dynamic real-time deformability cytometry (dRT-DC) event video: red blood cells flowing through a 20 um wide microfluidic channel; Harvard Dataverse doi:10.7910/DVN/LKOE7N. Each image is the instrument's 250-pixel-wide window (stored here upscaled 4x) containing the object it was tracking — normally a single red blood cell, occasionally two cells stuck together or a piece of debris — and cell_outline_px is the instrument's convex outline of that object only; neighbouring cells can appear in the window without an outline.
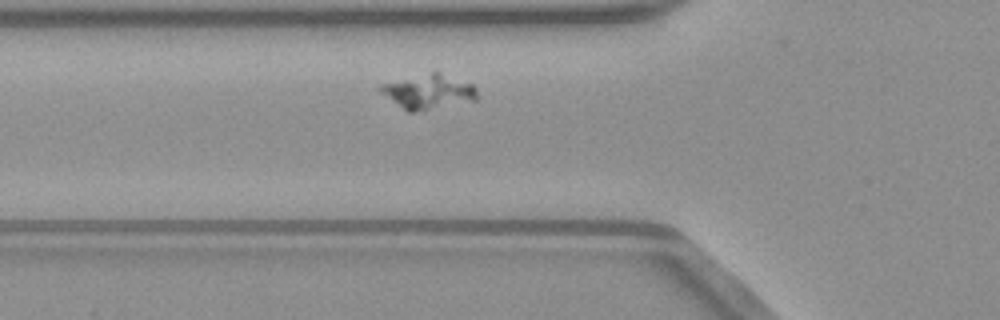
{"species": "common noctule bat (a hibernating species)", "species_latin": "Nyctalus noctula", "temperature_condition": "warm", "stored_images_in_passage": 33, "camera_frame_rate_fps": 3000, "um_per_image_px": 0.085, "animal": {"sex": "male", "body_mass_g": 23.1, "forearm_length_mm": 52.7}, "frame": {"image": 1, "passage_image": 5, "time_ms": 1.333, "image_size_px": [1000, 320], "cell_outline_px": [[480, 96], [476, 100], [412, 112], [408, 112], [380, 92], [376, 88], [380, 84], [432, 72], [440, 72], [472, 84], [476, 88]], "centroid_in_image_um": [36.43, 7.79], "position_along_channel_um": 89.4, "area_um2": 19.19}}